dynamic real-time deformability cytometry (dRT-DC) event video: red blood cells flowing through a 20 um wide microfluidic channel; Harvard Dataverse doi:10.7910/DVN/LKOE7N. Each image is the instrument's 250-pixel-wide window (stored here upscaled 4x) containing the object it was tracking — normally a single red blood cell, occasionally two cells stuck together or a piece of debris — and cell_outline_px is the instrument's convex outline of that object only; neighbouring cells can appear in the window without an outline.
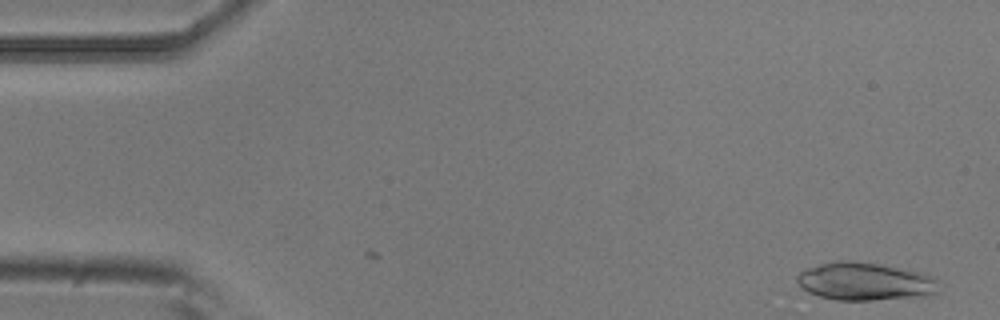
{"species": "common noctule bat (a hibernating species)", "species_latin": "Nyctalus noctula", "temperature_condition": "room temperature", "stored_images_in_passage": 5, "camera_frame_rate_fps": 3000, "um_per_image_px": 0.085, "animal": {"sex": "male", "body_mass_g": 20.5, "forearm_length_mm": 52.5}, "frame": {"image": 1, "passage_image": 1, "time_ms": 0.0, "image_size_px": [1000, 320], "cell_outline_px": [[940, 292], [932, 296], [872, 300], [836, 300], [820, 296], [808, 292], [796, 284], [796, 276], [804, 268], [836, 260], [848, 260], [884, 264], [924, 272], [940, 280]], "centroid_in_image_um": [73.6, 23.92], "position_along_channel_um": 11.4, "area_um2": 32.31}}